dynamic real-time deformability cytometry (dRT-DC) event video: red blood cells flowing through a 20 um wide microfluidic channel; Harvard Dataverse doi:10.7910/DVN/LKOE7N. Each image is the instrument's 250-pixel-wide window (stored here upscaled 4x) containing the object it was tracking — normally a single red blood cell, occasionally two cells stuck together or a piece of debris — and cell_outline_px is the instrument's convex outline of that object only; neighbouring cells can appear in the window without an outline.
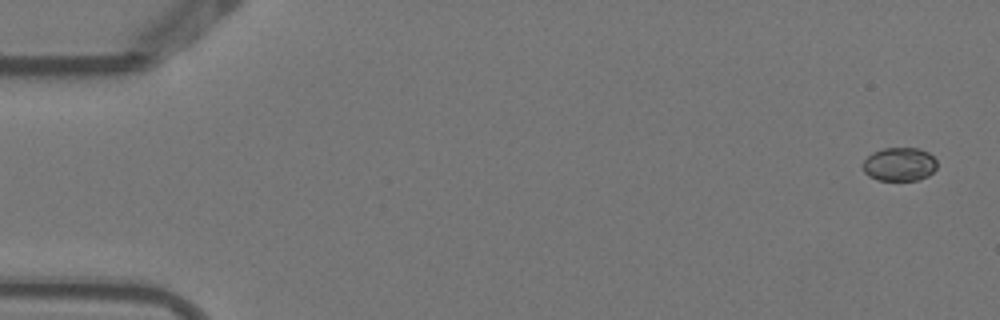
{"species": "Egyptian fruit bat (a non-hibernating species)", "species_latin": "Rousettus aegyptiacus", "temperature_condition": "warm", "stored_images_in_passage": 5, "camera_frame_rate_fps": 3000, "um_per_image_px": 0.085, "animal": {"sex": "female"}, "frame": {"image": 1, "passage_image": 1, "time_ms": 0.0, "image_size_px": [1000, 320], "cell_outline_px": [[936, 168], [928, 176], [916, 180], [876, 180], [868, 176], [864, 172], [864, 160], [872, 152], [884, 148], [920, 148], [928, 152], [936, 160]], "centroid_in_image_um": [76.45, 13.96], "position_along_channel_um": 8.6, "area_um2": 14.51}}
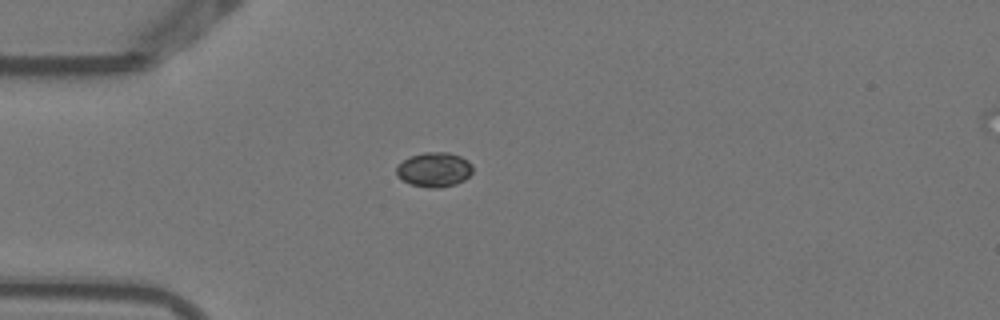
{"frame": {"image": 2, "passage_image": 4, "time_ms": 1.0, "image_size_px": [1000, 320], "cell_outline_px": [[472, 172], [464, 180], [456, 184], [440, 188], [428, 188], [412, 184], [396, 176], [396, 168], [408, 156], [424, 152], [448, 152], [460, 156], [468, 160], [472, 164]], "centroid_in_image_um": [36.92, 14.41], "position_along_channel_um": 48.1, "area_um2": 15.43}}